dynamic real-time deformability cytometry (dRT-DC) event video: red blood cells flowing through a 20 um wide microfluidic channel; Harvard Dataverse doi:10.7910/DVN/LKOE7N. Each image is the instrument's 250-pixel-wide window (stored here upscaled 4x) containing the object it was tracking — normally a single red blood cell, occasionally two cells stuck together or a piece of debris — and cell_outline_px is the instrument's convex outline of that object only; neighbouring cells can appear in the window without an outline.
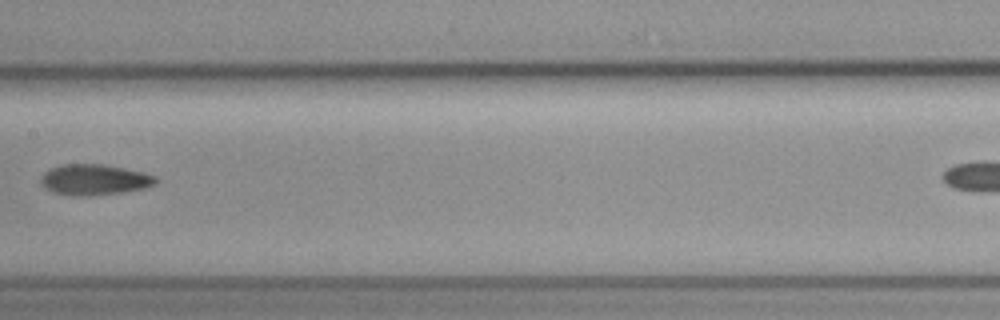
{"species": "common noctule bat (a hibernating species)", "species_latin": "Nyctalus noctula", "temperature_condition": "cold", "stored_images_in_passage": 9, "camera_frame_rate_fps": 3000, "um_per_image_px": 0.085, "animal": {"sex": "female", "body_mass_g": 19.3, "forearm_length_mm": 54.1}, "frame": {"image": 1, "passage_image": 6, "time_ms": 1.667, "image_size_px": [1000, 320], "cell_outline_px": [[156, 184], [144, 188], [124, 192], [88, 196], [72, 196], [56, 192], [40, 184], [40, 180], [44, 172], [52, 168], [64, 164], [104, 164], [144, 172], [156, 176]], "centroid_in_image_um": [8.05, 15.27], "position_along_channel_um": 199.4, "area_um2": 20.52}}
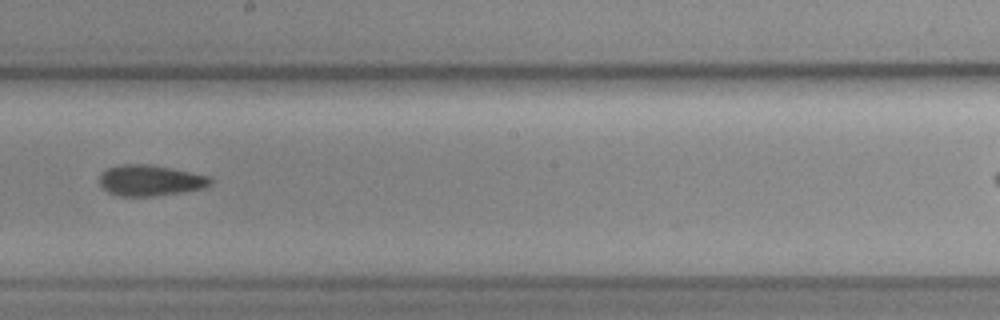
{"frame": {"image": 2, "passage_image": 7, "time_ms": 2.0, "image_size_px": [1000, 320], "cell_outline_px": [[212, 180], [204, 188], [156, 196], [116, 196], [108, 192], [100, 184], [100, 172], [108, 168], [120, 164], [152, 164], [208, 176]], "centroid_in_image_um": [12.71, 15.33], "position_along_channel_um": 235.5, "area_um2": 19.88}}
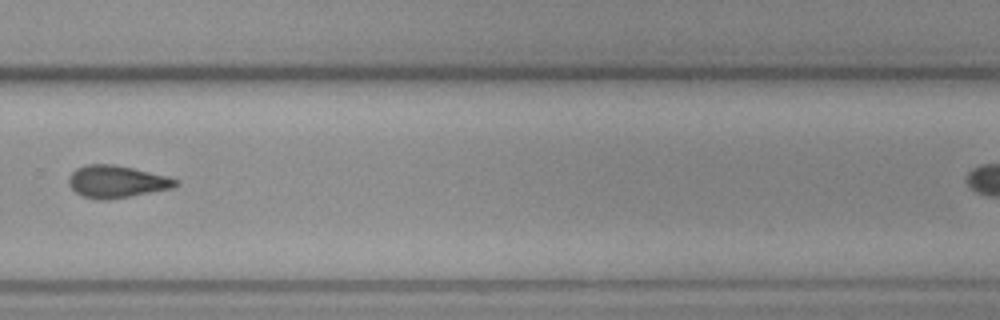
{"frame": {"image": 3, "passage_image": 9, "time_ms": 2.667, "image_size_px": [1000, 320], "cell_outline_px": [[180, 184], [172, 188], [108, 200], [96, 200], [80, 196], [68, 184], [68, 176], [76, 168], [84, 164], [112, 164], [132, 168], [168, 176], [176, 180]], "centroid_in_image_um": [9.86, 15.44], "position_along_channel_um": 319.9, "area_um2": 20.17}}